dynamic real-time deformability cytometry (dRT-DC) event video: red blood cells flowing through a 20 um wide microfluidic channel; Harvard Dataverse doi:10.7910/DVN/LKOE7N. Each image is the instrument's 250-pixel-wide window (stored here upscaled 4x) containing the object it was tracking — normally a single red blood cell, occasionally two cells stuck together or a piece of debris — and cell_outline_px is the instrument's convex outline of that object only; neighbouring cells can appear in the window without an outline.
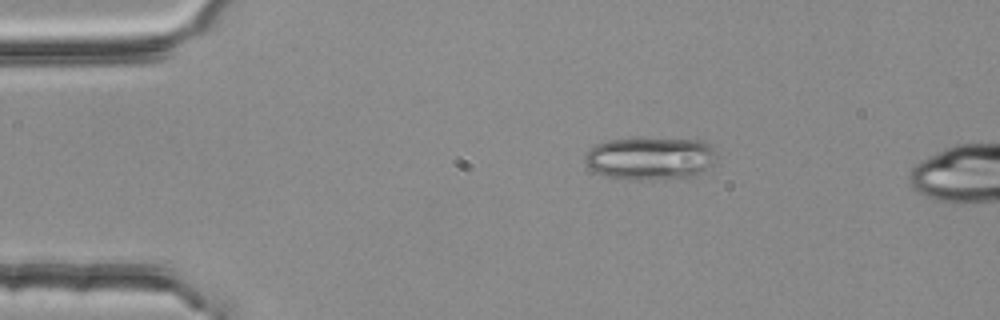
{"species": "common noctule bat (a hibernating species)", "species_latin": "Nyctalus noctula", "temperature_condition": "room temperature", "stored_images_in_passage": 3, "camera_frame_rate_fps": 3000, "um_per_image_px": 0.085, "animal": {"sex": "female", "body_mass_g": 25.1}, "frame": {"image": 1, "passage_image": 1, "time_ms": 0.0, "image_size_px": [1000, 320], "cell_outline_px": [[716, 148], [712, 164], [704, 172], [696, 176], [664, 180], [624, 180], [608, 176], [596, 172], [584, 160], [584, 156], [588, 148], [596, 144], [608, 140], [704, 140], [712, 144]], "centroid_in_image_um": [55.31, 13.5], "position_along_channel_um": 29.7, "area_um2": 32.83}}